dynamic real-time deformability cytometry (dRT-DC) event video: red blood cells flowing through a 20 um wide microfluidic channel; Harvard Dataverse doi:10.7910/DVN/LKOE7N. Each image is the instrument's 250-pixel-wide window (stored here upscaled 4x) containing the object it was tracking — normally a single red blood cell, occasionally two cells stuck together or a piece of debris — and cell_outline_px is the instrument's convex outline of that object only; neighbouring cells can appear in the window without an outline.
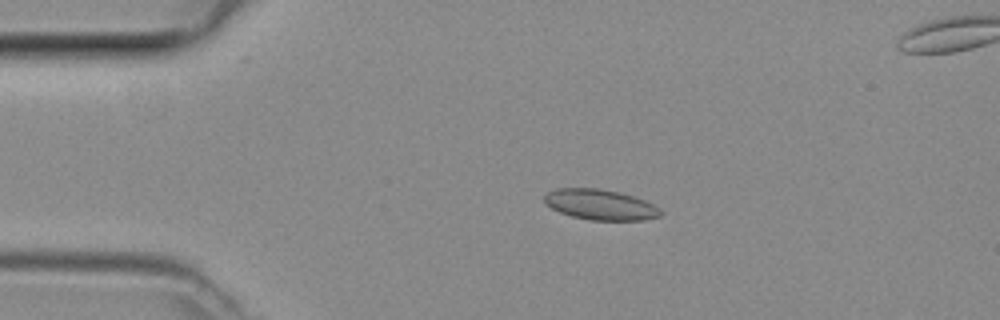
{"species": "common noctule bat (a hibernating species)", "species_latin": "Nyctalus noctula", "temperature_condition": "room temperature", "stored_images_in_passage": 4, "camera_frame_rate_fps": 3000, "um_per_image_px": 0.085, "animal": {"sex": "female", "body_mass_g": 29.2, "forearm_length_mm": 56.3}, "frame": {"image": 1, "passage_image": 2, "time_ms": 0.333, "image_size_px": [1000, 320], "cell_outline_px": [[664, 212], [660, 216], [644, 220], [592, 220], [572, 216], [560, 212], [544, 204], [544, 196], [548, 192], [556, 188], [596, 188], [616, 192], [632, 196], [644, 200], [660, 208]], "centroid_in_image_um": [51.02, 17.4], "position_along_channel_um": 34.0, "area_um2": 20.52}}